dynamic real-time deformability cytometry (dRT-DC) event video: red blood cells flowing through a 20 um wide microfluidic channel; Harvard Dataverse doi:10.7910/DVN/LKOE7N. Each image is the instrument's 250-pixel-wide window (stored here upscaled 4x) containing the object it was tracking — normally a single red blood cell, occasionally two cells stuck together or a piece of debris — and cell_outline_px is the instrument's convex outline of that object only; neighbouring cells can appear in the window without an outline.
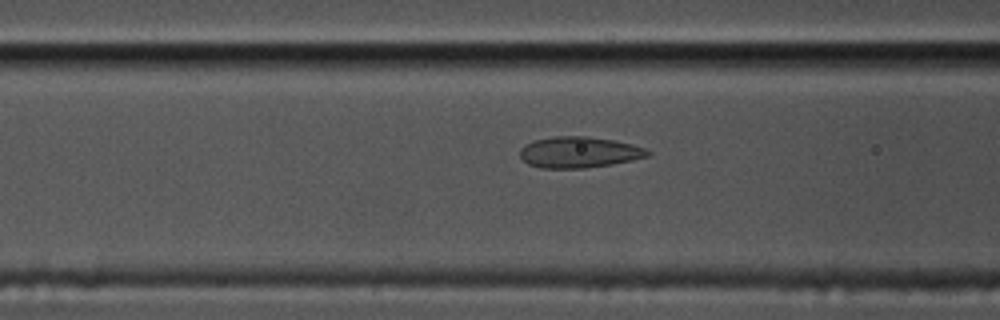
{"species": "common noctule bat (a hibernating species)", "species_latin": "Nyctalus noctula", "temperature_condition": "cold", "stored_images_in_passage": 57, "camera_frame_rate_fps": 3000, "um_per_image_px": 0.085, "animal": {"sex": "male", "body_mass_g": 17.5, "forearm_length_mm": 52.3}, "frame": {"image": 1, "passage_image": 22, "time_ms": 7.0, "image_size_px": [1000, 320], "cell_outline_px": [[652, 156], [612, 164], [588, 168], [540, 168], [528, 164], [520, 156], [520, 148], [524, 144], [532, 140], [552, 136], [584, 136], [612, 140], [632, 144], [644, 148], [652, 152]], "centroid_in_image_um": [49.21, 12.94], "position_along_channel_um": 117.4, "area_um2": 23.35}}
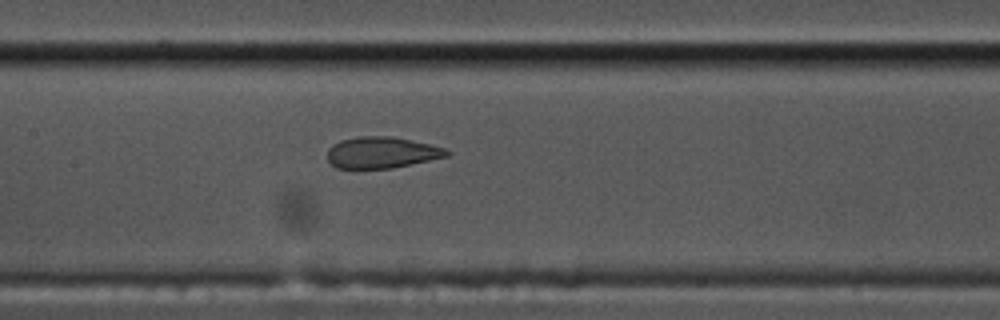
{"frame": {"image": 2, "passage_image": 27, "time_ms": 8.667, "image_size_px": [1000, 320], "cell_outline_px": [[452, 152], [448, 156], [392, 168], [336, 168], [328, 160], [328, 148], [332, 144], [340, 140], [356, 136], [392, 136], [432, 144], [448, 148]], "centroid_in_image_um": [32.47, 12.95], "position_along_channel_um": 174.9, "area_um2": 22.02}}
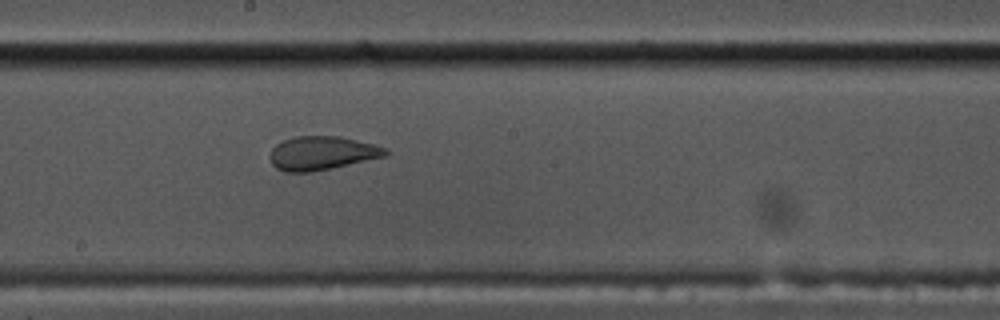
{"frame": {"image": 3, "passage_image": 31, "time_ms": 10.0, "image_size_px": [1000, 320], "cell_outline_px": [[388, 152], [384, 156], [332, 168], [308, 172], [284, 172], [276, 168], [272, 164], [268, 156], [272, 148], [276, 144], [284, 140], [296, 136], [340, 136], [376, 144], [388, 148]], "centroid_in_image_um": [27.34, 13.01], "position_along_channel_um": 220.9, "area_um2": 22.77}}